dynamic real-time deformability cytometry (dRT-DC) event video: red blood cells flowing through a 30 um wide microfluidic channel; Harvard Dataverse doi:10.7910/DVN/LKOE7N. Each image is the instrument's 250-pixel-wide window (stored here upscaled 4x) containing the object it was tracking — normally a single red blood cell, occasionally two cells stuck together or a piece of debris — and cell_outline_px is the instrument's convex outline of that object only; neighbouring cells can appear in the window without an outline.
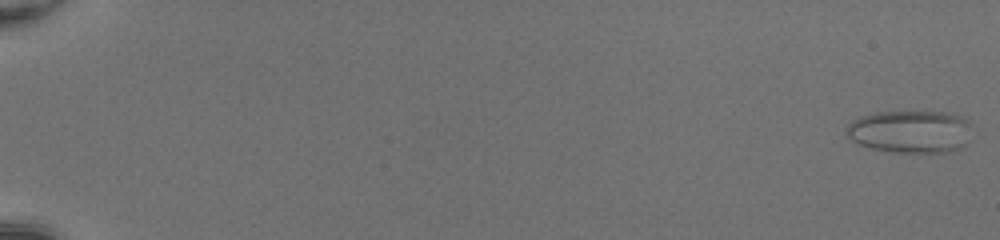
{"species": "common noctule bat (a hibernating species)", "species_latin": "Nyctalus noctula", "temperature_condition": "room temperature", "stored_images_in_passage": 52, "camera_frame_rate_fps": 3000, "um_per_image_px": 0.085, "animal": {"sex": "female", "body_mass_g": 20.0, "forearm_length_mm": 54.0}, "frame": {"image": 1, "passage_image": 1, "time_ms": 0.0, "image_size_px": [1000, 240], "cell_outline_px": [[972, 124], [964, 144], [960, 148], [948, 152], [896, 152], [872, 148], [860, 144], [852, 140], [844, 132], [844, 128], [852, 120], [860, 116], [876, 112], [956, 112], [964, 116]], "centroid_in_image_um": [77.38, 11.16], "position_along_channel_um": 7.6, "area_um2": 31.39}}
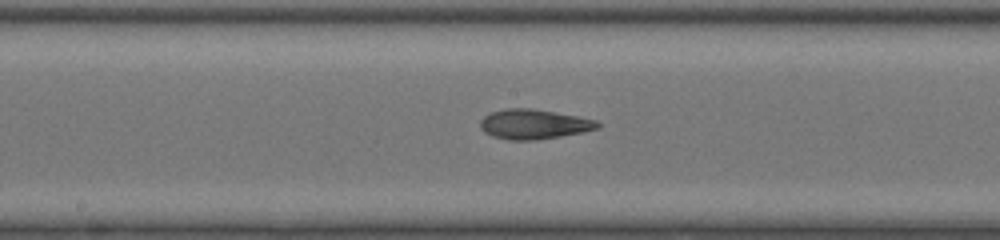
{"frame": {"image": 2, "passage_image": 30, "time_ms": 9.667, "image_size_px": [1000, 240], "cell_outline_px": [[600, 128], [584, 132], [536, 140], [508, 140], [492, 136], [484, 132], [480, 128], [480, 120], [488, 112], [504, 108], [532, 108], [556, 112], [596, 120], [600, 124]], "centroid_in_image_um": [45.34, 10.55], "position_along_channel_um": 202.9, "area_um2": 20.58}}
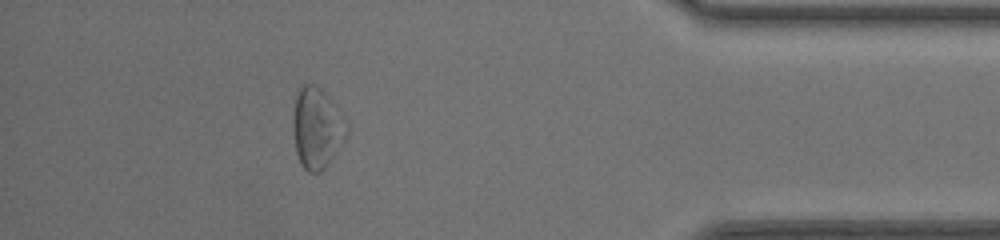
{"frame": {"image": 3, "passage_image": 47, "time_ms": 15.333, "image_size_px": [1000, 240], "cell_outline_px": [[332, 140], [328, 160], [324, 168], [320, 172], [308, 172], [300, 164], [296, 152], [292, 128], [292, 120], [296, 92], [300, 84], [316, 84], [332, 100]], "centroid_in_image_um": [26.56, 10.8], "position_along_channel_um": 408.6, "area_um2": 21.27}, "authors_computed_cell_mechanics": {"area_um2": 22.7154, "velocity_mm_per_s": 4.2364, "shape_relaxation_time_tau1_ms": null, "shape_relaxation_time_tau2_ms": 2.818, "deformation_change_tau1": null, "deformation_change_tau2": 0.1236}}